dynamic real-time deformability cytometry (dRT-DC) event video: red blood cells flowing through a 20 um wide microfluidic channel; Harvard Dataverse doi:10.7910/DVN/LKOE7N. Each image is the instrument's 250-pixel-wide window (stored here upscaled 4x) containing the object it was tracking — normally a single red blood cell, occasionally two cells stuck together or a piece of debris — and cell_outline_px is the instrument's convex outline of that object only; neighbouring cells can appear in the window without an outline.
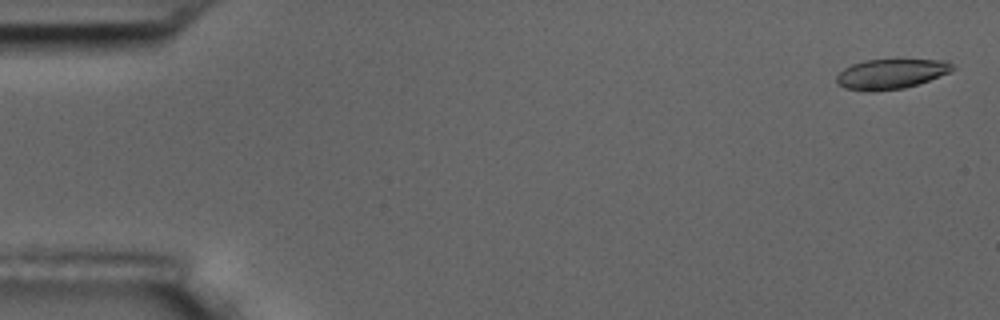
{"species": "common noctule bat (a hibernating species)", "species_latin": "Nyctalus noctula", "temperature_condition": "room temperature", "stored_images_in_passage": 5, "camera_frame_rate_fps": 3000, "um_per_image_px": 0.085, "animal": {"sex": "male", "body_mass_g": 17.5, "forearm_length_mm": 52.3}, "frame": {"image": 1, "passage_image": 1, "time_ms": 0.0, "image_size_px": [1000, 320], "cell_outline_px": [[956, 68], [948, 72], [928, 80], [904, 88], [872, 92], [868, 92], [844, 88], [836, 84], [836, 76], [844, 68], [852, 64], [864, 60], [948, 60]], "centroid_in_image_um": [75.67, 6.29], "position_along_channel_um": 9.3, "area_um2": 20.17}}
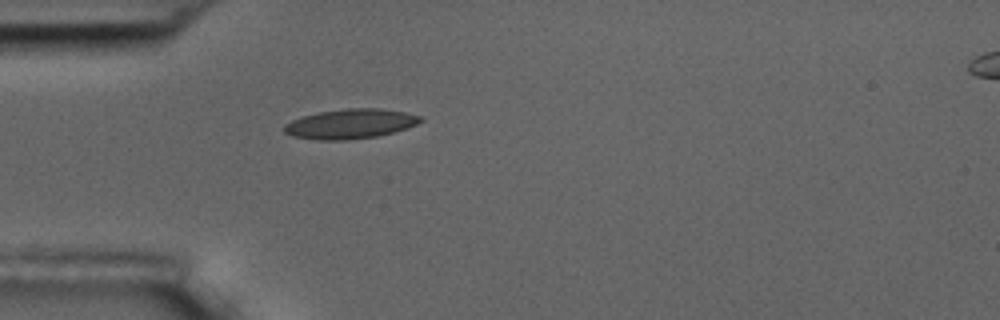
{"frame": {"image": 2, "passage_image": 5, "time_ms": 5.0, "image_size_px": [1000, 320], "cell_outline_px": [[424, 120], [416, 124], [392, 132], [376, 136], [348, 140], [316, 140], [292, 136], [284, 132], [284, 124], [292, 120], [304, 116], [320, 112], [348, 108], [380, 108], [404, 112], [420, 116]], "centroid_in_image_um": [29.75, 10.53], "position_along_channel_um": 55.2, "area_um2": 23.35}}